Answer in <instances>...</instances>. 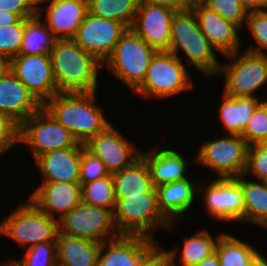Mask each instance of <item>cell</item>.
<instances>
[{
  "label": "cell",
  "instance_id": "6da1fadb",
  "mask_svg": "<svg viewBox=\"0 0 267 266\" xmlns=\"http://www.w3.org/2000/svg\"><path fill=\"white\" fill-rule=\"evenodd\" d=\"M96 92H59L43 108L73 137L85 144L109 125L95 103Z\"/></svg>",
  "mask_w": 267,
  "mask_h": 266
},
{
  "label": "cell",
  "instance_id": "7a4b0ae2",
  "mask_svg": "<svg viewBox=\"0 0 267 266\" xmlns=\"http://www.w3.org/2000/svg\"><path fill=\"white\" fill-rule=\"evenodd\" d=\"M58 92H96L103 65L72 39L56 40L49 52Z\"/></svg>",
  "mask_w": 267,
  "mask_h": 266
},
{
  "label": "cell",
  "instance_id": "3957f363",
  "mask_svg": "<svg viewBox=\"0 0 267 266\" xmlns=\"http://www.w3.org/2000/svg\"><path fill=\"white\" fill-rule=\"evenodd\" d=\"M178 49H182L187 61L202 73L214 75L218 72L221 64L214 54L216 49L202 33L191 9L177 11L171 21L169 52L178 56Z\"/></svg>",
  "mask_w": 267,
  "mask_h": 266
},
{
  "label": "cell",
  "instance_id": "277c9868",
  "mask_svg": "<svg viewBox=\"0 0 267 266\" xmlns=\"http://www.w3.org/2000/svg\"><path fill=\"white\" fill-rule=\"evenodd\" d=\"M113 220L119 235L142 236L154 240L149 233L157 226L165 228L170 222L162 215L157 205L156 192L144 195L115 198Z\"/></svg>",
  "mask_w": 267,
  "mask_h": 266
},
{
  "label": "cell",
  "instance_id": "5b68a950",
  "mask_svg": "<svg viewBox=\"0 0 267 266\" xmlns=\"http://www.w3.org/2000/svg\"><path fill=\"white\" fill-rule=\"evenodd\" d=\"M59 221L40 211L31 201L20 205L0 223V235L22 247L44 242H57Z\"/></svg>",
  "mask_w": 267,
  "mask_h": 266
},
{
  "label": "cell",
  "instance_id": "8992f818",
  "mask_svg": "<svg viewBox=\"0 0 267 266\" xmlns=\"http://www.w3.org/2000/svg\"><path fill=\"white\" fill-rule=\"evenodd\" d=\"M157 52L128 28L103 66L106 63L114 75L134 91L143 82L148 66Z\"/></svg>",
  "mask_w": 267,
  "mask_h": 266
},
{
  "label": "cell",
  "instance_id": "52a82bcc",
  "mask_svg": "<svg viewBox=\"0 0 267 266\" xmlns=\"http://www.w3.org/2000/svg\"><path fill=\"white\" fill-rule=\"evenodd\" d=\"M179 56L158 51L152 58L143 82L134 90L143 97L169 98L194 85Z\"/></svg>",
  "mask_w": 267,
  "mask_h": 266
},
{
  "label": "cell",
  "instance_id": "ba28073f",
  "mask_svg": "<svg viewBox=\"0 0 267 266\" xmlns=\"http://www.w3.org/2000/svg\"><path fill=\"white\" fill-rule=\"evenodd\" d=\"M248 147L241 135H227L204 143L194 159L216 172L219 178H237L245 175Z\"/></svg>",
  "mask_w": 267,
  "mask_h": 266
},
{
  "label": "cell",
  "instance_id": "9c48e42d",
  "mask_svg": "<svg viewBox=\"0 0 267 266\" xmlns=\"http://www.w3.org/2000/svg\"><path fill=\"white\" fill-rule=\"evenodd\" d=\"M226 55L230 64L220 65L218 74H225L224 94L231 97H256L253 95L267 82V55L245 51Z\"/></svg>",
  "mask_w": 267,
  "mask_h": 266
},
{
  "label": "cell",
  "instance_id": "30bf717a",
  "mask_svg": "<svg viewBox=\"0 0 267 266\" xmlns=\"http://www.w3.org/2000/svg\"><path fill=\"white\" fill-rule=\"evenodd\" d=\"M19 143L28 144L36 160L44 153L74 147L78 141L42 108L19 125Z\"/></svg>",
  "mask_w": 267,
  "mask_h": 266
},
{
  "label": "cell",
  "instance_id": "8fae6325",
  "mask_svg": "<svg viewBox=\"0 0 267 266\" xmlns=\"http://www.w3.org/2000/svg\"><path fill=\"white\" fill-rule=\"evenodd\" d=\"M111 235H110V234ZM96 241L107 242L119 236L113 220V213L102 207L81 201L74 209L59 220V233Z\"/></svg>",
  "mask_w": 267,
  "mask_h": 266
},
{
  "label": "cell",
  "instance_id": "7c38bea8",
  "mask_svg": "<svg viewBox=\"0 0 267 266\" xmlns=\"http://www.w3.org/2000/svg\"><path fill=\"white\" fill-rule=\"evenodd\" d=\"M127 29L119 21L87 13L72 40L85 52L92 54L99 62L104 64L113 53L121 35Z\"/></svg>",
  "mask_w": 267,
  "mask_h": 266
},
{
  "label": "cell",
  "instance_id": "4fadbf2b",
  "mask_svg": "<svg viewBox=\"0 0 267 266\" xmlns=\"http://www.w3.org/2000/svg\"><path fill=\"white\" fill-rule=\"evenodd\" d=\"M10 71L42 105L59 93L49 54H19L10 60Z\"/></svg>",
  "mask_w": 267,
  "mask_h": 266
},
{
  "label": "cell",
  "instance_id": "5bb4252c",
  "mask_svg": "<svg viewBox=\"0 0 267 266\" xmlns=\"http://www.w3.org/2000/svg\"><path fill=\"white\" fill-rule=\"evenodd\" d=\"M177 10L139 2L131 29L156 51H169L171 21Z\"/></svg>",
  "mask_w": 267,
  "mask_h": 266
},
{
  "label": "cell",
  "instance_id": "9a60e30c",
  "mask_svg": "<svg viewBox=\"0 0 267 266\" xmlns=\"http://www.w3.org/2000/svg\"><path fill=\"white\" fill-rule=\"evenodd\" d=\"M84 146L89 153L104 163L110 174L130 166L141 156V152L135 150L134 144L127 141L112 124L91 137Z\"/></svg>",
  "mask_w": 267,
  "mask_h": 266
},
{
  "label": "cell",
  "instance_id": "2e32d148",
  "mask_svg": "<svg viewBox=\"0 0 267 266\" xmlns=\"http://www.w3.org/2000/svg\"><path fill=\"white\" fill-rule=\"evenodd\" d=\"M205 191V208L216 220L244 221L243 191L236 178H218Z\"/></svg>",
  "mask_w": 267,
  "mask_h": 266
},
{
  "label": "cell",
  "instance_id": "e0dca14e",
  "mask_svg": "<svg viewBox=\"0 0 267 266\" xmlns=\"http://www.w3.org/2000/svg\"><path fill=\"white\" fill-rule=\"evenodd\" d=\"M30 201L52 218H56L54 212L59 214V221L81 202V185L64 181L43 182Z\"/></svg>",
  "mask_w": 267,
  "mask_h": 266
},
{
  "label": "cell",
  "instance_id": "ac0fdd59",
  "mask_svg": "<svg viewBox=\"0 0 267 266\" xmlns=\"http://www.w3.org/2000/svg\"><path fill=\"white\" fill-rule=\"evenodd\" d=\"M195 14L199 27L211 45L223 55L239 50L238 26L222 18L217 12L204 4L190 8Z\"/></svg>",
  "mask_w": 267,
  "mask_h": 266
},
{
  "label": "cell",
  "instance_id": "d6986e66",
  "mask_svg": "<svg viewBox=\"0 0 267 266\" xmlns=\"http://www.w3.org/2000/svg\"><path fill=\"white\" fill-rule=\"evenodd\" d=\"M46 1H51L46 8V26L57 40L73 39L88 13L87 0H37V3Z\"/></svg>",
  "mask_w": 267,
  "mask_h": 266
},
{
  "label": "cell",
  "instance_id": "ffe728a7",
  "mask_svg": "<svg viewBox=\"0 0 267 266\" xmlns=\"http://www.w3.org/2000/svg\"><path fill=\"white\" fill-rule=\"evenodd\" d=\"M42 108L43 105L11 71L0 77V112L20 125Z\"/></svg>",
  "mask_w": 267,
  "mask_h": 266
},
{
  "label": "cell",
  "instance_id": "44dd1931",
  "mask_svg": "<svg viewBox=\"0 0 267 266\" xmlns=\"http://www.w3.org/2000/svg\"><path fill=\"white\" fill-rule=\"evenodd\" d=\"M101 243L97 266H139L142 259L157 245L155 240L142 236L119 235Z\"/></svg>",
  "mask_w": 267,
  "mask_h": 266
},
{
  "label": "cell",
  "instance_id": "7402d4cb",
  "mask_svg": "<svg viewBox=\"0 0 267 266\" xmlns=\"http://www.w3.org/2000/svg\"><path fill=\"white\" fill-rule=\"evenodd\" d=\"M78 142L74 147L54 150L40 155L36 163L40 168L43 182L64 181L80 183L82 147Z\"/></svg>",
  "mask_w": 267,
  "mask_h": 266
},
{
  "label": "cell",
  "instance_id": "603a6c76",
  "mask_svg": "<svg viewBox=\"0 0 267 266\" xmlns=\"http://www.w3.org/2000/svg\"><path fill=\"white\" fill-rule=\"evenodd\" d=\"M141 156L148 165L154 187L187 179V161L177 151L154 148L149 152H141Z\"/></svg>",
  "mask_w": 267,
  "mask_h": 266
},
{
  "label": "cell",
  "instance_id": "cb8c5ba5",
  "mask_svg": "<svg viewBox=\"0 0 267 266\" xmlns=\"http://www.w3.org/2000/svg\"><path fill=\"white\" fill-rule=\"evenodd\" d=\"M194 186L197 187L194 182L183 179L155 187L158 208L170 223L192 205L196 191Z\"/></svg>",
  "mask_w": 267,
  "mask_h": 266
},
{
  "label": "cell",
  "instance_id": "d4e9b609",
  "mask_svg": "<svg viewBox=\"0 0 267 266\" xmlns=\"http://www.w3.org/2000/svg\"><path fill=\"white\" fill-rule=\"evenodd\" d=\"M57 266H97L101 243L58 234Z\"/></svg>",
  "mask_w": 267,
  "mask_h": 266
},
{
  "label": "cell",
  "instance_id": "484cf974",
  "mask_svg": "<svg viewBox=\"0 0 267 266\" xmlns=\"http://www.w3.org/2000/svg\"><path fill=\"white\" fill-rule=\"evenodd\" d=\"M111 175L114 183L115 198L144 195V192H156L148 165L142 156L130 166Z\"/></svg>",
  "mask_w": 267,
  "mask_h": 266
},
{
  "label": "cell",
  "instance_id": "4316f807",
  "mask_svg": "<svg viewBox=\"0 0 267 266\" xmlns=\"http://www.w3.org/2000/svg\"><path fill=\"white\" fill-rule=\"evenodd\" d=\"M256 97H231L223 93L220 119L230 135H242L256 107Z\"/></svg>",
  "mask_w": 267,
  "mask_h": 266
},
{
  "label": "cell",
  "instance_id": "83f0119b",
  "mask_svg": "<svg viewBox=\"0 0 267 266\" xmlns=\"http://www.w3.org/2000/svg\"><path fill=\"white\" fill-rule=\"evenodd\" d=\"M236 179L243 191L244 221L267 228V182L247 181L244 175Z\"/></svg>",
  "mask_w": 267,
  "mask_h": 266
},
{
  "label": "cell",
  "instance_id": "f1b7e54d",
  "mask_svg": "<svg viewBox=\"0 0 267 266\" xmlns=\"http://www.w3.org/2000/svg\"><path fill=\"white\" fill-rule=\"evenodd\" d=\"M41 16V7L37 6V15L33 18L25 19L22 47L19 54H49L53 48L57 39L46 24L44 22L41 23Z\"/></svg>",
  "mask_w": 267,
  "mask_h": 266
},
{
  "label": "cell",
  "instance_id": "f546056e",
  "mask_svg": "<svg viewBox=\"0 0 267 266\" xmlns=\"http://www.w3.org/2000/svg\"><path fill=\"white\" fill-rule=\"evenodd\" d=\"M217 242L207 230H199L196 234L185 238L184 246L181 251V266H194L200 263L203 259L215 252ZM174 250V251H173ZM168 251L172 260L173 266H177L174 259L177 254V249Z\"/></svg>",
  "mask_w": 267,
  "mask_h": 266
},
{
  "label": "cell",
  "instance_id": "4dcf8cb0",
  "mask_svg": "<svg viewBox=\"0 0 267 266\" xmlns=\"http://www.w3.org/2000/svg\"><path fill=\"white\" fill-rule=\"evenodd\" d=\"M140 0H87L88 13L131 28Z\"/></svg>",
  "mask_w": 267,
  "mask_h": 266
},
{
  "label": "cell",
  "instance_id": "1f68e13d",
  "mask_svg": "<svg viewBox=\"0 0 267 266\" xmlns=\"http://www.w3.org/2000/svg\"><path fill=\"white\" fill-rule=\"evenodd\" d=\"M215 251L220 266H249L253 256L258 252L250 244L222 233L216 239Z\"/></svg>",
  "mask_w": 267,
  "mask_h": 266
},
{
  "label": "cell",
  "instance_id": "d6a6232c",
  "mask_svg": "<svg viewBox=\"0 0 267 266\" xmlns=\"http://www.w3.org/2000/svg\"><path fill=\"white\" fill-rule=\"evenodd\" d=\"M81 201L113 213L116 200L112 175L81 185Z\"/></svg>",
  "mask_w": 267,
  "mask_h": 266
},
{
  "label": "cell",
  "instance_id": "836d02e7",
  "mask_svg": "<svg viewBox=\"0 0 267 266\" xmlns=\"http://www.w3.org/2000/svg\"><path fill=\"white\" fill-rule=\"evenodd\" d=\"M24 258L10 261L13 266H57V242H44L29 247Z\"/></svg>",
  "mask_w": 267,
  "mask_h": 266
},
{
  "label": "cell",
  "instance_id": "e575fe53",
  "mask_svg": "<svg viewBox=\"0 0 267 266\" xmlns=\"http://www.w3.org/2000/svg\"><path fill=\"white\" fill-rule=\"evenodd\" d=\"M25 19L11 26L0 27V54L9 60L19 55L22 47Z\"/></svg>",
  "mask_w": 267,
  "mask_h": 266
},
{
  "label": "cell",
  "instance_id": "d590c367",
  "mask_svg": "<svg viewBox=\"0 0 267 266\" xmlns=\"http://www.w3.org/2000/svg\"><path fill=\"white\" fill-rule=\"evenodd\" d=\"M241 136L249 146L264 141L267 136V100L256 107Z\"/></svg>",
  "mask_w": 267,
  "mask_h": 266
},
{
  "label": "cell",
  "instance_id": "8d00e7d4",
  "mask_svg": "<svg viewBox=\"0 0 267 266\" xmlns=\"http://www.w3.org/2000/svg\"><path fill=\"white\" fill-rule=\"evenodd\" d=\"M204 5L217 12L225 20L237 25L239 29L244 22H247L248 13L239 0H206Z\"/></svg>",
  "mask_w": 267,
  "mask_h": 266
},
{
  "label": "cell",
  "instance_id": "74e56055",
  "mask_svg": "<svg viewBox=\"0 0 267 266\" xmlns=\"http://www.w3.org/2000/svg\"><path fill=\"white\" fill-rule=\"evenodd\" d=\"M246 24L259 46L257 48L250 46L246 51L266 55L263 50H267V10L248 13Z\"/></svg>",
  "mask_w": 267,
  "mask_h": 266
},
{
  "label": "cell",
  "instance_id": "f35d334b",
  "mask_svg": "<svg viewBox=\"0 0 267 266\" xmlns=\"http://www.w3.org/2000/svg\"><path fill=\"white\" fill-rule=\"evenodd\" d=\"M251 172L263 182H267V145L257 143L248 147L245 175Z\"/></svg>",
  "mask_w": 267,
  "mask_h": 266
},
{
  "label": "cell",
  "instance_id": "ab89813d",
  "mask_svg": "<svg viewBox=\"0 0 267 266\" xmlns=\"http://www.w3.org/2000/svg\"><path fill=\"white\" fill-rule=\"evenodd\" d=\"M109 174L104 163L89 153L83 146L80 164V185L107 177Z\"/></svg>",
  "mask_w": 267,
  "mask_h": 266
},
{
  "label": "cell",
  "instance_id": "60d3db41",
  "mask_svg": "<svg viewBox=\"0 0 267 266\" xmlns=\"http://www.w3.org/2000/svg\"><path fill=\"white\" fill-rule=\"evenodd\" d=\"M19 142V124L0 112V155Z\"/></svg>",
  "mask_w": 267,
  "mask_h": 266
},
{
  "label": "cell",
  "instance_id": "b9f144b4",
  "mask_svg": "<svg viewBox=\"0 0 267 266\" xmlns=\"http://www.w3.org/2000/svg\"><path fill=\"white\" fill-rule=\"evenodd\" d=\"M37 0H0V11L17 14L21 19L37 15Z\"/></svg>",
  "mask_w": 267,
  "mask_h": 266
},
{
  "label": "cell",
  "instance_id": "7bdbcfd3",
  "mask_svg": "<svg viewBox=\"0 0 267 266\" xmlns=\"http://www.w3.org/2000/svg\"><path fill=\"white\" fill-rule=\"evenodd\" d=\"M139 266H173L167 251L160 250L156 245L141 261Z\"/></svg>",
  "mask_w": 267,
  "mask_h": 266
},
{
  "label": "cell",
  "instance_id": "ee69618b",
  "mask_svg": "<svg viewBox=\"0 0 267 266\" xmlns=\"http://www.w3.org/2000/svg\"><path fill=\"white\" fill-rule=\"evenodd\" d=\"M139 2H145L148 4L165 6L177 11H182L189 9L184 3L183 0H140Z\"/></svg>",
  "mask_w": 267,
  "mask_h": 266
},
{
  "label": "cell",
  "instance_id": "f6af8a7d",
  "mask_svg": "<svg viewBox=\"0 0 267 266\" xmlns=\"http://www.w3.org/2000/svg\"><path fill=\"white\" fill-rule=\"evenodd\" d=\"M242 7L250 12L267 10V0H239Z\"/></svg>",
  "mask_w": 267,
  "mask_h": 266
},
{
  "label": "cell",
  "instance_id": "bcb514c9",
  "mask_svg": "<svg viewBox=\"0 0 267 266\" xmlns=\"http://www.w3.org/2000/svg\"><path fill=\"white\" fill-rule=\"evenodd\" d=\"M21 18L8 11H0V27L11 26L16 24Z\"/></svg>",
  "mask_w": 267,
  "mask_h": 266
},
{
  "label": "cell",
  "instance_id": "7dc6e473",
  "mask_svg": "<svg viewBox=\"0 0 267 266\" xmlns=\"http://www.w3.org/2000/svg\"><path fill=\"white\" fill-rule=\"evenodd\" d=\"M194 266H220V261L216 251Z\"/></svg>",
  "mask_w": 267,
  "mask_h": 266
},
{
  "label": "cell",
  "instance_id": "c3c4849f",
  "mask_svg": "<svg viewBox=\"0 0 267 266\" xmlns=\"http://www.w3.org/2000/svg\"><path fill=\"white\" fill-rule=\"evenodd\" d=\"M8 71H10V60L0 54V77L4 76Z\"/></svg>",
  "mask_w": 267,
  "mask_h": 266
},
{
  "label": "cell",
  "instance_id": "681fc988",
  "mask_svg": "<svg viewBox=\"0 0 267 266\" xmlns=\"http://www.w3.org/2000/svg\"><path fill=\"white\" fill-rule=\"evenodd\" d=\"M249 266H267V259L257 252L250 261Z\"/></svg>",
  "mask_w": 267,
  "mask_h": 266
},
{
  "label": "cell",
  "instance_id": "f907efd6",
  "mask_svg": "<svg viewBox=\"0 0 267 266\" xmlns=\"http://www.w3.org/2000/svg\"><path fill=\"white\" fill-rule=\"evenodd\" d=\"M206 0H183V3L190 9L192 6L204 4Z\"/></svg>",
  "mask_w": 267,
  "mask_h": 266
},
{
  "label": "cell",
  "instance_id": "816d5d0a",
  "mask_svg": "<svg viewBox=\"0 0 267 266\" xmlns=\"http://www.w3.org/2000/svg\"><path fill=\"white\" fill-rule=\"evenodd\" d=\"M262 143H264L265 145H267V136L265 137V139H264V141Z\"/></svg>",
  "mask_w": 267,
  "mask_h": 266
},
{
  "label": "cell",
  "instance_id": "f5cc1de1",
  "mask_svg": "<svg viewBox=\"0 0 267 266\" xmlns=\"http://www.w3.org/2000/svg\"><path fill=\"white\" fill-rule=\"evenodd\" d=\"M2 266H8V262H6V263H3V265Z\"/></svg>",
  "mask_w": 267,
  "mask_h": 266
},
{
  "label": "cell",
  "instance_id": "db71d44e",
  "mask_svg": "<svg viewBox=\"0 0 267 266\" xmlns=\"http://www.w3.org/2000/svg\"><path fill=\"white\" fill-rule=\"evenodd\" d=\"M8 266H13V265L10 263V261H8Z\"/></svg>",
  "mask_w": 267,
  "mask_h": 266
}]
</instances>
